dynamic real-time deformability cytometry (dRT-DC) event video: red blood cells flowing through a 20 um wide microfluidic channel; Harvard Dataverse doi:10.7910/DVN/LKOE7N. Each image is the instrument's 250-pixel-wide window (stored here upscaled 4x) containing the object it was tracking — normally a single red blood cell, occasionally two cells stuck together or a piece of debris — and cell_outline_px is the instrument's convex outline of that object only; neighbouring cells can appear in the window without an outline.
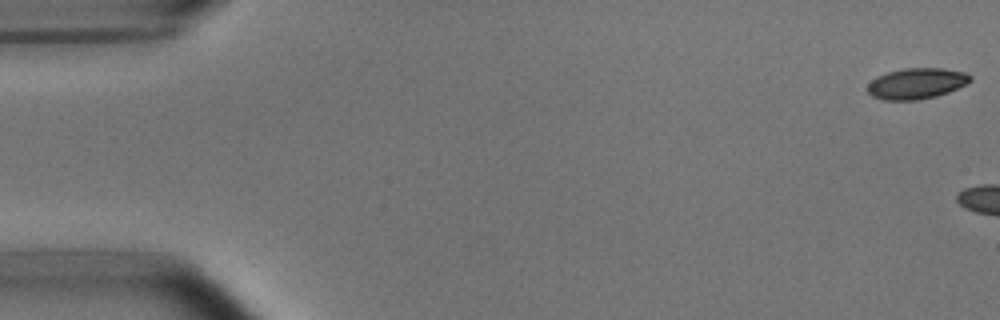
{"species": "common noctule bat (a hibernating species)", "species_latin": "Nyctalus noctula", "temperature_condition": "room temperature", "stored_images_in_passage": 5, "camera_frame_rate_fps": 3000, "um_per_image_px": 0.085, "animal": {"sex": "male", "body_mass_g": 15.6}, "frame": {"image": 1, "passage_image": 1, "time_ms": 0.0, "image_size_px": [1000, 320], "cell_outline_px": [[972, 80], [948, 92], [936, 96], [916, 100], [884, 100], [872, 96], [868, 92], [868, 84], [876, 76], [888, 72], [904, 68], [944, 68], [964, 72], [972, 76]], "centroid_in_image_um": [77.89, 7.09], "position_along_channel_um": 7.1, "area_um2": 18.38}}